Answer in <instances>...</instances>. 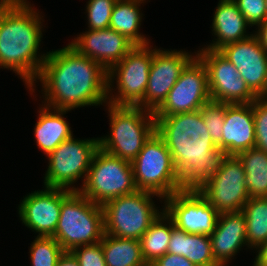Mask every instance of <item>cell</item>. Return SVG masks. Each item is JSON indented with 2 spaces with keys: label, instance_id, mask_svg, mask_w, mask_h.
<instances>
[{
  "label": "cell",
  "instance_id": "1",
  "mask_svg": "<svg viewBox=\"0 0 267 266\" xmlns=\"http://www.w3.org/2000/svg\"><path fill=\"white\" fill-rule=\"evenodd\" d=\"M36 79L48 107L73 110L108 103V72L70 44L47 52Z\"/></svg>",
  "mask_w": 267,
  "mask_h": 266
},
{
  "label": "cell",
  "instance_id": "2",
  "mask_svg": "<svg viewBox=\"0 0 267 266\" xmlns=\"http://www.w3.org/2000/svg\"><path fill=\"white\" fill-rule=\"evenodd\" d=\"M154 117L183 189L197 190L215 176L228 154L213 142L200 110Z\"/></svg>",
  "mask_w": 267,
  "mask_h": 266
},
{
  "label": "cell",
  "instance_id": "3",
  "mask_svg": "<svg viewBox=\"0 0 267 266\" xmlns=\"http://www.w3.org/2000/svg\"><path fill=\"white\" fill-rule=\"evenodd\" d=\"M40 15L30 3L0 8V68L13 70L31 92L47 57L38 54L43 37Z\"/></svg>",
  "mask_w": 267,
  "mask_h": 266
},
{
  "label": "cell",
  "instance_id": "4",
  "mask_svg": "<svg viewBox=\"0 0 267 266\" xmlns=\"http://www.w3.org/2000/svg\"><path fill=\"white\" fill-rule=\"evenodd\" d=\"M105 234L102 206L79 191L62 189L61 212L52 236L65 252L99 243Z\"/></svg>",
  "mask_w": 267,
  "mask_h": 266
},
{
  "label": "cell",
  "instance_id": "5",
  "mask_svg": "<svg viewBox=\"0 0 267 266\" xmlns=\"http://www.w3.org/2000/svg\"><path fill=\"white\" fill-rule=\"evenodd\" d=\"M110 136L99 138V147L116 157L132 162L144 143L155 132L154 112L138 106H116L107 103Z\"/></svg>",
  "mask_w": 267,
  "mask_h": 266
},
{
  "label": "cell",
  "instance_id": "6",
  "mask_svg": "<svg viewBox=\"0 0 267 266\" xmlns=\"http://www.w3.org/2000/svg\"><path fill=\"white\" fill-rule=\"evenodd\" d=\"M136 188L165 199L183 190L172 155L164 140L154 132L131 162Z\"/></svg>",
  "mask_w": 267,
  "mask_h": 266
},
{
  "label": "cell",
  "instance_id": "7",
  "mask_svg": "<svg viewBox=\"0 0 267 266\" xmlns=\"http://www.w3.org/2000/svg\"><path fill=\"white\" fill-rule=\"evenodd\" d=\"M157 194L137 190L107 201L102 205L105 234L140 240L152 222L162 213L156 208L152 197Z\"/></svg>",
  "mask_w": 267,
  "mask_h": 266
},
{
  "label": "cell",
  "instance_id": "8",
  "mask_svg": "<svg viewBox=\"0 0 267 266\" xmlns=\"http://www.w3.org/2000/svg\"><path fill=\"white\" fill-rule=\"evenodd\" d=\"M82 185L78 191L101 206L109 200L138 190L131 162L113 156L101 148L96 151Z\"/></svg>",
  "mask_w": 267,
  "mask_h": 266
},
{
  "label": "cell",
  "instance_id": "9",
  "mask_svg": "<svg viewBox=\"0 0 267 266\" xmlns=\"http://www.w3.org/2000/svg\"><path fill=\"white\" fill-rule=\"evenodd\" d=\"M99 148V138L78 140L72 137L63 141L48 155L49 165L44 177V187L78 191V187L71 186L82 177L84 184L90 164Z\"/></svg>",
  "mask_w": 267,
  "mask_h": 266
},
{
  "label": "cell",
  "instance_id": "10",
  "mask_svg": "<svg viewBox=\"0 0 267 266\" xmlns=\"http://www.w3.org/2000/svg\"><path fill=\"white\" fill-rule=\"evenodd\" d=\"M152 61L151 46H134L114 65L108 71V103L116 106H138L145 95ZM114 78L118 89L116 96L111 92L114 90L111 88Z\"/></svg>",
  "mask_w": 267,
  "mask_h": 266
},
{
  "label": "cell",
  "instance_id": "11",
  "mask_svg": "<svg viewBox=\"0 0 267 266\" xmlns=\"http://www.w3.org/2000/svg\"><path fill=\"white\" fill-rule=\"evenodd\" d=\"M245 170L236 155H228L221 169L197 191L219 213L242 211L249 199Z\"/></svg>",
  "mask_w": 267,
  "mask_h": 266
},
{
  "label": "cell",
  "instance_id": "12",
  "mask_svg": "<svg viewBox=\"0 0 267 266\" xmlns=\"http://www.w3.org/2000/svg\"><path fill=\"white\" fill-rule=\"evenodd\" d=\"M210 99L207 68L196 55L182 70L179 79L163 104L154 112V116L197 111Z\"/></svg>",
  "mask_w": 267,
  "mask_h": 266
},
{
  "label": "cell",
  "instance_id": "13",
  "mask_svg": "<svg viewBox=\"0 0 267 266\" xmlns=\"http://www.w3.org/2000/svg\"><path fill=\"white\" fill-rule=\"evenodd\" d=\"M195 54L208 72L210 98L224 104L252 103L257 97L249 90L238 69L218 50L202 48Z\"/></svg>",
  "mask_w": 267,
  "mask_h": 266
},
{
  "label": "cell",
  "instance_id": "14",
  "mask_svg": "<svg viewBox=\"0 0 267 266\" xmlns=\"http://www.w3.org/2000/svg\"><path fill=\"white\" fill-rule=\"evenodd\" d=\"M163 204L177 228L207 236L215 230L219 212L197 190L175 192L166 197Z\"/></svg>",
  "mask_w": 267,
  "mask_h": 266
},
{
  "label": "cell",
  "instance_id": "15",
  "mask_svg": "<svg viewBox=\"0 0 267 266\" xmlns=\"http://www.w3.org/2000/svg\"><path fill=\"white\" fill-rule=\"evenodd\" d=\"M194 57L195 55L183 50L153 49L147 88L138 107L155 112L166 100L182 70Z\"/></svg>",
  "mask_w": 267,
  "mask_h": 266
},
{
  "label": "cell",
  "instance_id": "16",
  "mask_svg": "<svg viewBox=\"0 0 267 266\" xmlns=\"http://www.w3.org/2000/svg\"><path fill=\"white\" fill-rule=\"evenodd\" d=\"M218 51L238 69L249 90L258 97L265 87L267 52L257 36L226 44Z\"/></svg>",
  "mask_w": 267,
  "mask_h": 266
},
{
  "label": "cell",
  "instance_id": "17",
  "mask_svg": "<svg viewBox=\"0 0 267 266\" xmlns=\"http://www.w3.org/2000/svg\"><path fill=\"white\" fill-rule=\"evenodd\" d=\"M62 205V189L45 187L25 196L18 207L22 223L37 236L52 237L57 227Z\"/></svg>",
  "mask_w": 267,
  "mask_h": 266
},
{
  "label": "cell",
  "instance_id": "18",
  "mask_svg": "<svg viewBox=\"0 0 267 266\" xmlns=\"http://www.w3.org/2000/svg\"><path fill=\"white\" fill-rule=\"evenodd\" d=\"M69 44L80 54L98 62L107 72L135 46L124 35L111 28L88 29Z\"/></svg>",
  "mask_w": 267,
  "mask_h": 266
},
{
  "label": "cell",
  "instance_id": "19",
  "mask_svg": "<svg viewBox=\"0 0 267 266\" xmlns=\"http://www.w3.org/2000/svg\"><path fill=\"white\" fill-rule=\"evenodd\" d=\"M222 133V150L228 155L255 147V122L253 102L245 104H225Z\"/></svg>",
  "mask_w": 267,
  "mask_h": 266
},
{
  "label": "cell",
  "instance_id": "20",
  "mask_svg": "<svg viewBox=\"0 0 267 266\" xmlns=\"http://www.w3.org/2000/svg\"><path fill=\"white\" fill-rule=\"evenodd\" d=\"M212 253L220 266H226L244 245L247 246L246 220L242 211L222 212L210 235Z\"/></svg>",
  "mask_w": 267,
  "mask_h": 266
},
{
  "label": "cell",
  "instance_id": "21",
  "mask_svg": "<svg viewBox=\"0 0 267 266\" xmlns=\"http://www.w3.org/2000/svg\"><path fill=\"white\" fill-rule=\"evenodd\" d=\"M251 26L239 11L234 0H219L212 22V32L217 37L216 41L204 47L219 50L226 44L244 40L252 34L246 32V27Z\"/></svg>",
  "mask_w": 267,
  "mask_h": 266
},
{
  "label": "cell",
  "instance_id": "22",
  "mask_svg": "<svg viewBox=\"0 0 267 266\" xmlns=\"http://www.w3.org/2000/svg\"><path fill=\"white\" fill-rule=\"evenodd\" d=\"M42 106L43 108H40V114L34 128V134L37 147L48 156L63 141L72 138L73 133L68 122L63 117L70 110Z\"/></svg>",
  "mask_w": 267,
  "mask_h": 266
},
{
  "label": "cell",
  "instance_id": "23",
  "mask_svg": "<svg viewBox=\"0 0 267 266\" xmlns=\"http://www.w3.org/2000/svg\"><path fill=\"white\" fill-rule=\"evenodd\" d=\"M168 253L184 256L196 266H220L213 257L210 236L187 233L173 220Z\"/></svg>",
  "mask_w": 267,
  "mask_h": 266
},
{
  "label": "cell",
  "instance_id": "24",
  "mask_svg": "<svg viewBox=\"0 0 267 266\" xmlns=\"http://www.w3.org/2000/svg\"><path fill=\"white\" fill-rule=\"evenodd\" d=\"M145 0H116L112 13L109 28L117 31L129 39L135 46L149 45V39L139 33L142 13L140 4Z\"/></svg>",
  "mask_w": 267,
  "mask_h": 266
},
{
  "label": "cell",
  "instance_id": "25",
  "mask_svg": "<svg viewBox=\"0 0 267 266\" xmlns=\"http://www.w3.org/2000/svg\"><path fill=\"white\" fill-rule=\"evenodd\" d=\"M100 242L106 266H148L142 256L140 240L104 234Z\"/></svg>",
  "mask_w": 267,
  "mask_h": 266
},
{
  "label": "cell",
  "instance_id": "26",
  "mask_svg": "<svg viewBox=\"0 0 267 266\" xmlns=\"http://www.w3.org/2000/svg\"><path fill=\"white\" fill-rule=\"evenodd\" d=\"M161 211L162 213L152 222L148 230L140 238L142 256L148 266L168 252L172 231V218L164 209Z\"/></svg>",
  "mask_w": 267,
  "mask_h": 266
},
{
  "label": "cell",
  "instance_id": "27",
  "mask_svg": "<svg viewBox=\"0 0 267 266\" xmlns=\"http://www.w3.org/2000/svg\"><path fill=\"white\" fill-rule=\"evenodd\" d=\"M245 170L249 198L267 197V153L256 147L236 155Z\"/></svg>",
  "mask_w": 267,
  "mask_h": 266
},
{
  "label": "cell",
  "instance_id": "28",
  "mask_svg": "<svg viewBox=\"0 0 267 266\" xmlns=\"http://www.w3.org/2000/svg\"><path fill=\"white\" fill-rule=\"evenodd\" d=\"M246 220L248 248H257L267 241V197H253L242 208Z\"/></svg>",
  "mask_w": 267,
  "mask_h": 266
},
{
  "label": "cell",
  "instance_id": "29",
  "mask_svg": "<svg viewBox=\"0 0 267 266\" xmlns=\"http://www.w3.org/2000/svg\"><path fill=\"white\" fill-rule=\"evenodd\" d=\"M29 252L32 266H56L65 251L53 237L36 236Z\"/></svg>",
  "mask_w": 267,
  "mask_h": 266
},
{
  "label": "cell",
  "instance_id": "30",
  "mask_svg": "<svg viewBox=\"0 0 267 266\" xmlns=\"http://www.w3.org/2000/svg\"><path fill=\"white\" fill-rule=\"evenodd\" d=\"M200 112L213 142L222 150V127L224 125L225 104L210 99L203 104Z\"/></svg>",
  "mask_w": 267,
  "mask_h": 266
},
{
  "label": "cell",
  "instance_id": "31",
  "mask_svg": "<svg viewBox=\"0 0 267 266\" xmlns=\"http://www.w3.org/2000/svg\"><path fill=\"white\" fill-rule=\"evenodd\" d=\"M115 2L116 0H89L86 5L88 28L91 30L109 28Z\"/></svg>",
  "mask_w": 267,
  "mask_h": 266
},
{
  "label": "cell",
  "instance_id": "32",
  "mask_svg": "<svg viewBox=\"0 0 267 266\" xmlns=\"http://www.w3.org/2000/svg\"><path fill=\"white\" fill-rule=\"evenodd\" d=\"M255 122V147L267 153V101L256 98L253 101Z\"/></svg>",
  "mask_w": 267,
  "mask_h": 266
},
{
  "label": "cell",
  "instance_id": "33",
  "mask_svg": "<svg viewBox=\"0 0 267 266\" xmlns=\"http://www.w3.org/2000/svg\"><path fill=\"white\" fill-rule=\"evenodd\" d=\"M239 11L252 26H259L267 19L265 0H234Z\"/></svg>",
  "mask_w": 267,
  "mask_h": 266
},
{
  "label": "cell",
  "instance_id": "34",
  "mask_svg": "<svg viewBox=\"0 0 267 266\" xmlns=\"http://www.w3.org/2000/svg\"><path fill=\"white\" fill-rule=\"evenodd\" d=\"M71 253L80 266H106L101 242L76 247Z\"/></svg>",
  "mask_w": 267,
  "mask_h": 266
},
{
  "label": "cell",
  "instance_id": "35",
  "mask_svg": "<svg viewBox=\"0 0 267 266\" xmlns=\"http://www.w3.org/2000/svg\"><path fill=\"white\" fill-rule=\"evenodd\" d=\"M149 266H196L189 259L184 256L166 253L160 258L156 259Z\"/></svg>",
  "mask_w": 267,
  "mask_h": 266
},
{
  "label": "cell",
  "instance_id": "36",
  "mask_svg": "<svg viewBox=\"0 0 267 266\" xmlns=\"http://www.w3.org/2000/svg\"><path fill=\"white\" fill-rule=\"evenodd\" d=\"M254 261L255 266H267V241L260 245Z\"/></svg>",
  "mask_w": 267,
  "mask_h": 266
},
{
  "label": "cell",
  "instance_id": "37",
  "mask_svg": "<svg viewBox=\"0 0 267 266\" xmlns=\"http://www.w3.org/2000/svg\"><path fill=\"white\" fill-rule=\"evenodd\" d=\"M56 266H80L77 259L71 252H64L59 258Z\"/></svg>",
  "mask_w": 267,
  "mask_h": 266
},
{
  "label": "cell",
  "instance_id": "38",
  "mask_svg": "<svg viewBox=\"0 0 267 266\" xmlns=\"http://www.w3.org/2000/svg\"><path fill=\"white\" fill-rule=\"evenodd\" d=\"M259 39L261 46L267 52V19L258 26V30L254 33Z\"/></svg>",
  "mask_w": 267,
  "mask_h": 266
},
{
  "label": "cell",
  "instance_id": "39",
  "mask_svg": "<svg viewBox=\"0 0 267 266\" xmlns=\"http://www.w3.org/2000/svg\"><path fill=\"white\" fill-rule=\"evenodd\" d=\"M29 4L27 0H0V8H16Z\"/></svg>",
  "mask_w": 267,
  "mask_h": 266
},
{
  "label": "cell",
  "instance_id": "40",
  "mask_svg": "<svg viewBox=\"0 0 267 266\" xmlns=\"http://www.w3.org/2000/svg\"><path fill=\"white\" fill-rule=\"evenodd\" d=\"M257 98H259L263 101H267V75H266L265 87H264L262 93Z\"/></svg>",
  "mask_w": 267,
  "mask_h": 266
}]
</instances>
